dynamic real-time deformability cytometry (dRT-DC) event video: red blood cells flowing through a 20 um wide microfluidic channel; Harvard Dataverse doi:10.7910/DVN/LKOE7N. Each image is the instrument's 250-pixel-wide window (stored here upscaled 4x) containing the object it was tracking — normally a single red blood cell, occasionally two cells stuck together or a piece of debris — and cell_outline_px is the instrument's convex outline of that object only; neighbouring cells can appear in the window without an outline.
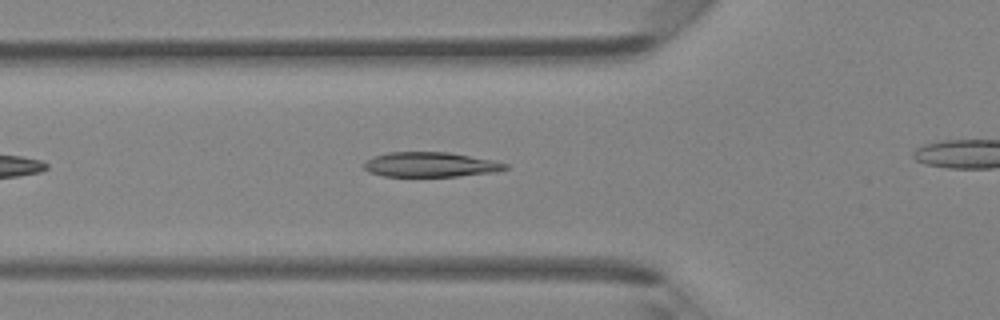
{"species": "Egyptian fruit bat (a non-hibernating species)", "species_latin": "Rousettus aegyptiacus", "temperature_condition": "room temperature", "stored_images_in_passage": 21, "camera_frame_rate_fps": 3000, "um_per_image_px": 0.085, "animal": {"sex": "female"}, "frame": {"image": 1, "passage_image": 6, "time_ms": 1.667, "image_size_px": [1000, 320], "cell_outline_px": [[508, 168], [496, 172], [460, 176], [384, 176], [368, 172], [364, 168], [364, 164], [368, 160], [376, 156], [388, 152], [448, 152], [492, 160], [508, 164]], "centroid_in_image_um": [36.61, 13.99], "position_along_channel_um": 89.2, "area_um2": 20.29}}
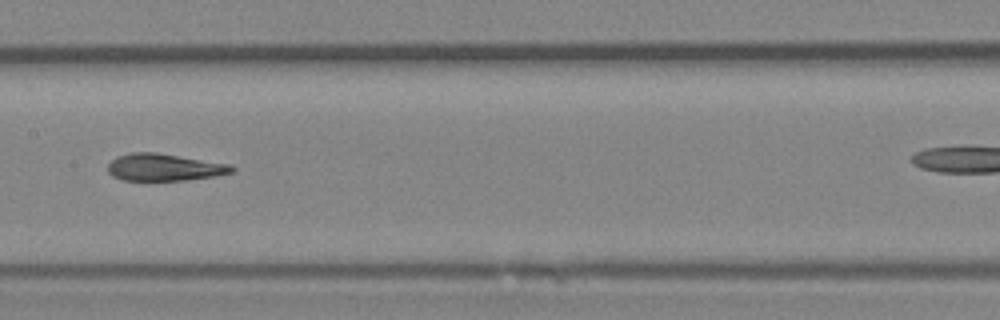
{"frame": {"image": 2, "passage_image": 13, "time_ms": 4.0, "image_size_px": [1000, 320], "cell_outline_px": [[236, 168], [232, 172], [216, 176], [184, 180], [120, 180], [112, 176], [108, 172], [108, 164], [116, 156], [132, 152], [156, 152], [232, 164]], "centroid_in_image_um": [13.97, 14.21], "position_along_channel_um": 193.4, "area_um2": 19.77}}
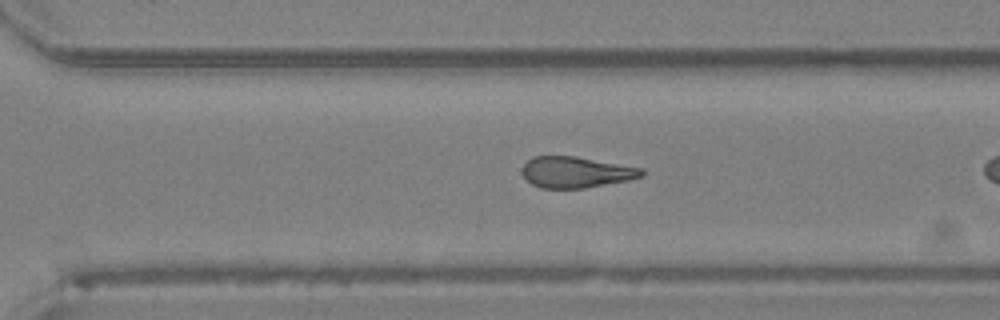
{"frame": {"image": 3, "passage_image": 19, "time_ms": 6.0, "image_size_px": [1000, 320], "cell_outline_px": [[644, 176], [628, 180], [584, 188], [540, 188], [532, 184], [520, 172], [520, 168], [528, 160], [536, 156], [576, 156], [644, 168]], "centroid_in_image_um": [48.96, 14.63], "position_along_channel_um": 321.6, "area_um2": 21.73}}